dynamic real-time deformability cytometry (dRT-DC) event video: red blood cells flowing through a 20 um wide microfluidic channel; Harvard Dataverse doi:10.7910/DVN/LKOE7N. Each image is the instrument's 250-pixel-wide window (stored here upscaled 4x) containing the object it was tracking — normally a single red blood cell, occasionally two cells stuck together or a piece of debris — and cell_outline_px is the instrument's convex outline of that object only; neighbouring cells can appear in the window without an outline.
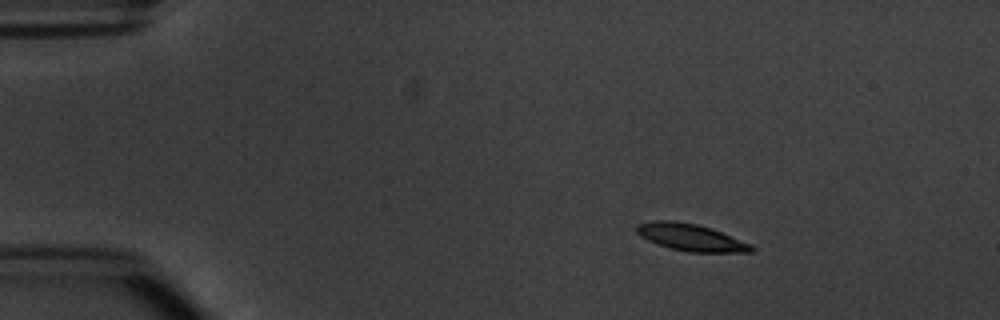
{"species": "common noctule bat (a hibernating species)", "species_latin": "Nyctalus noctula", "temperature_condition": "warm", "stored_images_in_passage": 5, "camera_frame_rate_fps": 3000, "um_per_image_px": 0.085, "animal": {"sex": "male", "body_mass_g": 20.1, "forearm_length_mm": 53.5}, "frame": {"image": 1, "passage_image": 3, "time_ms": 2.667, "image_size_px": [1000, 320], "cell_outline_px": [[756, 252], [688, 252], [668, 248], [656, 244], [640, 236], [636, 232], [636, 224], [652, 220], [672, 220], [696, 224], [712, 228], [752, 244], [756, 248]], "centroid_in_image_um": [58.73, 20.18], "position_along_channel_um": 26.3, "area_um2": 18.38}}